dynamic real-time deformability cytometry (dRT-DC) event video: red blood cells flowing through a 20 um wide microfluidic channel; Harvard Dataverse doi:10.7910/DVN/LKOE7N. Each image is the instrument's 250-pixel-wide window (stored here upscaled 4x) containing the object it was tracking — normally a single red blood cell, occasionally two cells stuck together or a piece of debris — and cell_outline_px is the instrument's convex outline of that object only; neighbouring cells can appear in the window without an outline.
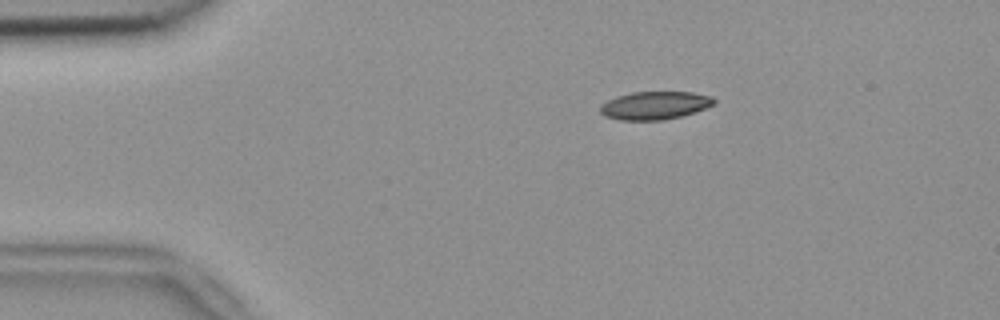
{"species": "common noctule bat (a hibernating species)", "species_latin": "Nyctalus noctula", "temperature_condition": "room temperature", "stored_images_in_passage": 46, "camera_frame_rate_fps": 3000, "um_per_image_px": 0.085, "animal": {"sex": "female", "body_mass_g": 18.4}, "frame": {"image": 1, "passage_image": 2, "time_ms": 0.333, "image_size_px": [1000, 320], "cell_outline_px": [[716, 104], [680, 116], [664, 120], [620, 120], [604, 116], [600, 112], [600, 104], [616, 96], [632, 92], [692, 92], [712, 96], [716, 100]], "centroid_in_image_um": [55.64, 8.95], "position_along_channel_um": 29.4, "area_um2": 18.61}}
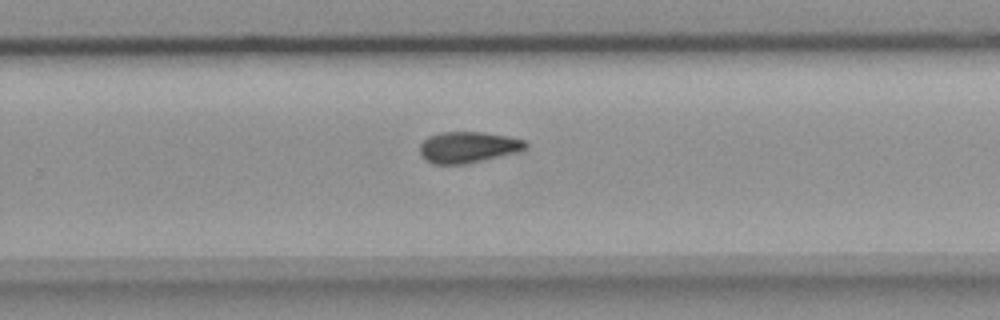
{"frame": {"image": 2, "passage_image": 27, "time_ms": 8.667, "image_size_px": [1000, 320], "cell_outline_px": [[528, 148], [520, 152], [464, 164], [432, 164], [420, 152], [420, 144], [428, 136], [440, 132], [484, 132], [508, 136], [524, 140], [528, 144]], "centroid_in_image_um": [39.83, 12.5], "position_along_channel_um": 290.0, "area_um2": 19.25}}
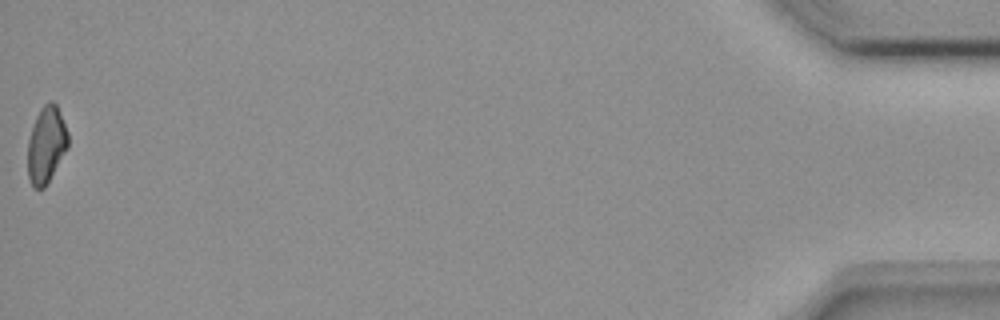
{"frame": {"image": 3, "passage_image": 46, "time_ms": 15.0, "image_size_px": [1000, 320], "cell_outline_px": [[68, 148], [44, 188], [32, 188], [28, 176], [28, 140], [36, 116], [40, 108], [48, 100], [52, 100], [56, 104], [68, 132]], "centroid_in_image_um": [3.93, 12.29], "position_along_channel_um": 431.3, "area_um2": 17.98}, "authors_computed_cell_mechanics": {"area_um2": 19.1896, "velocity_mm_per_s": 3.7906, "shape_relaxation_time_tau1_ms": 8.8268, "shape_relaxation_time_tau2_ms": null, "deformation_change_tau1": 0.1899, "deformation_change_tau2": null}}